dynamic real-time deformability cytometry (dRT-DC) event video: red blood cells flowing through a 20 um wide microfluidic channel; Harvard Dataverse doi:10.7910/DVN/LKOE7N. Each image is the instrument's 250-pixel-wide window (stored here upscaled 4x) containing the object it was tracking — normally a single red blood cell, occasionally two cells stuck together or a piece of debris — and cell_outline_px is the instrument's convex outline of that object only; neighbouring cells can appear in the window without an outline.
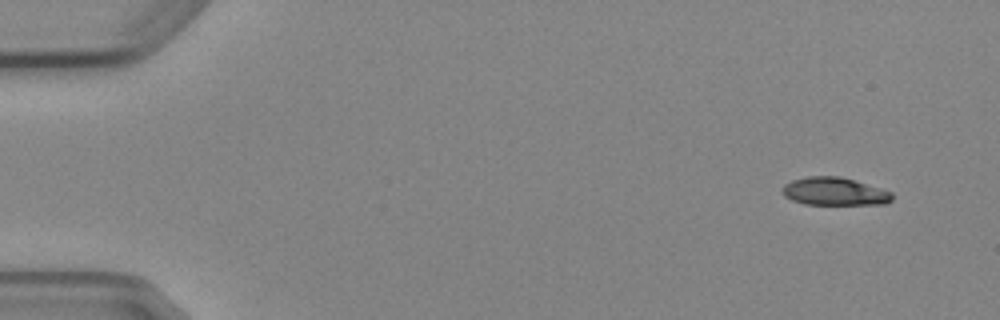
{"species": "Egyptian fruit bat (a non-hibernating species)", "species_latin": "Rousettus aegyptiacus", "temperature_condition": "cold", "stored_images_in_passage": 6, "camera_frame_rate_fps": 3000, "um_per_image_px": 0.085, "animal": {"sex": "female"}, "frame": {"image": 1, "passage_image": 1, "time_ms": 0.0, "image_size_px": [1000, 320], "cell_outline_px": [[892, 200], [888, 204], [804, 204], [792, 200], [784, 196], [780, 192], [784, 184], [792, 180], [808, 176], [840, 176], [880, 188], [892, 192]], "centroid_in_image_um": [70.9, 16.27], "position_along_channel_um": 14.1, "area_um2": 17.92}}
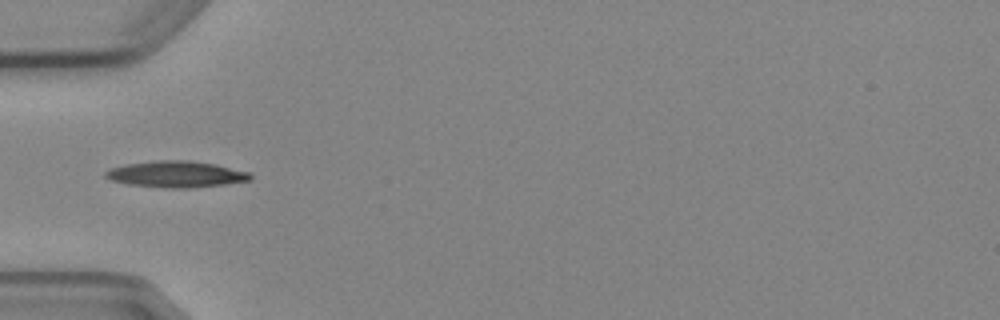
{"frame": {"image": 2, "passage_image": 5, "time_ms": 4.667, "image_size_px": [1000, 320], "cell_outline_px": [[252, 180], [224, 184], [192, 188], [168, 188], [128, 184], [112, 180], [104, 176], [104, 172], [112, 168], [128, 164], [156, 160], [188, 160], [216, 164], [248, 172], [252, 176]], "centroid_in_image_um": [14.99, 14.81], "position_along_channel_um": 70.0, "area_um2": 22.08}}
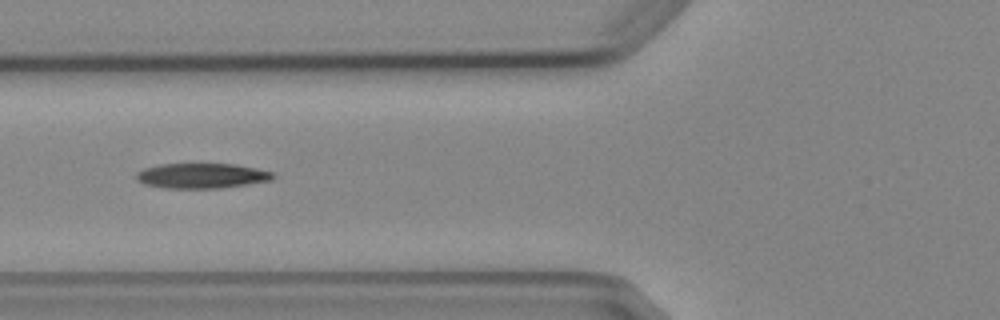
{"frame": {"image": 3, "passage_image": 6, "time_ms": 5.667, "image_size_px": [1000, 320], "cell_outline_px": [[276, 176], [272, 180], [220, 188], [164, 188], [144, 184], [136, 176], [136, 172], [144, 168], [160, 164], [236, 164], [256, 168], [272, 172]], "centroid_in_image_um": [17.16, 14.93], "position_along_channel_um": 108.6, "area_um2": 19.88}}